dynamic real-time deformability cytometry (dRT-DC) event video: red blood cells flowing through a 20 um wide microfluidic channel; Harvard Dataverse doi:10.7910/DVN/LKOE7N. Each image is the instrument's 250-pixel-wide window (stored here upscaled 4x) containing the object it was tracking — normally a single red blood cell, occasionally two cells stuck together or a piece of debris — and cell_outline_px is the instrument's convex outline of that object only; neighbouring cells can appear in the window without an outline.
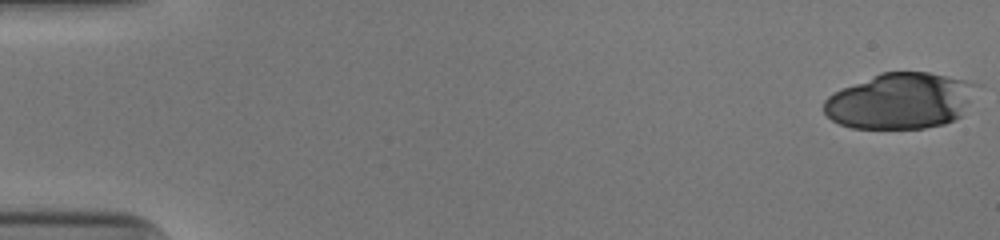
{"species": "human", "species_latin": "Homo sapiens", "temperature_condition": "cold", "stored_images_in_passage": 51, "camera_frame_rate_fps": 3000, "um_per_image_px": 0.085, "donor": {"sex": "male"}, "frame": {"image": 1, "passage_image": 1, "time_ms": 0.0, "image_size_px": [1000, 240], "cell_outline_px": [[984, 84], [960, 116], [944, 124], [924, 128], [852, 128], [840, 124], [832, 120], [824, 112], [824, 100], [828, 96], [844, 88], [884, 72], [928, 72], [968, 80]], "centroid_in_image_um": [76.62, 8.57], "position_along_channel_um": 8.4, "area_um2": 49.77}}
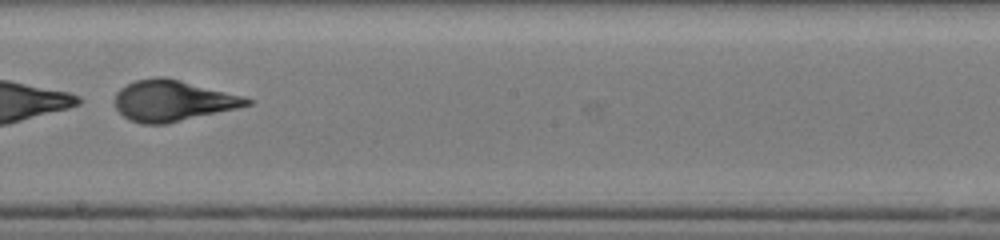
{"frame": {"image": 2, "passage_image": 31, "time_ms": 10.0, "image_size_px": [1000, 240], "cell_outline_px": [[252, 104], [236, 108], [168, 124], [140, 124], [128, 120], [116, 108], [116, 92], [120, 88], [136, 80], [156, 76], [160, 76], [180, 80], [240, 96], [252, 100]], "centroid_in_image_um": [14.63, 8.58], "position_along_channel_um": 233.6, "area_um2": 31.1}}
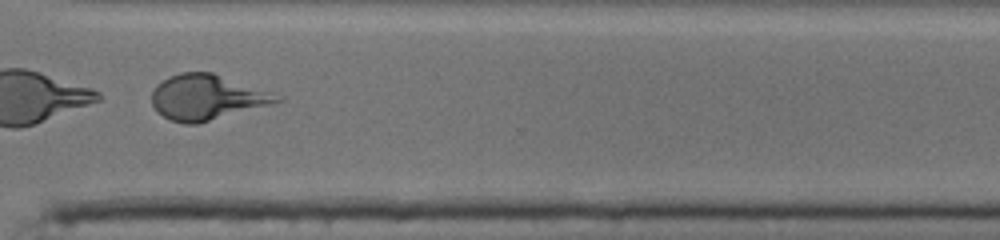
{"frame": {"image": 3, "passage_image": 40, "time_ms": 13.0, "image_size_px": [1000, 240], "cell_outline_px": [[284, 100], [272, 104], [196, 124], [184, 124], [168, 120], [156, 112], [152, 104], [152, 92], [156, 84], [168, 76], [180, 72], [212, 72], [280, 96]], "centroid_in_image_um": [17.51, 8.28], "position_along_channel_um": 353.1, "area_um2": 32.83}}